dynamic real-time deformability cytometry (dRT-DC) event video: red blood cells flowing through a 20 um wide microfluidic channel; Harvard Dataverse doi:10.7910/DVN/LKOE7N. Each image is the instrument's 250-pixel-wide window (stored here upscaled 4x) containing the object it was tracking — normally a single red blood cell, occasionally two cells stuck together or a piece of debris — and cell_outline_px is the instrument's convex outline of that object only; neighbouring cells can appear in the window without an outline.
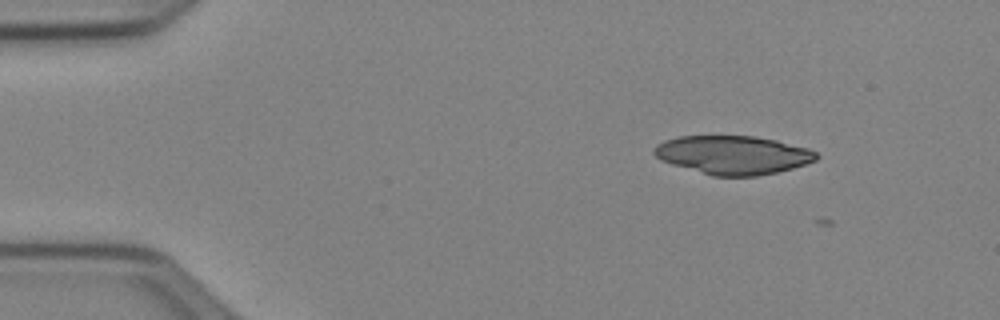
{"species": "Egyptian fruit bat (a non-hibernating species)", "species_latin": "Rousettus aegyptiacus", "temperature_condition": "cold", "stored_images_in_passage": 6, "camera_frame_rate_fps": 3000, "um_per_image_px": 0.085, "animal": {"sex": "female"}, "frame": {"image": 1, "passage_image": 2, "time_ms": 0.333, "image_size_px": [1000, 320], "cell_outline_px": [[820, 156], [816, 160], [792, 168], [776, 172], [756, 176], [712, 176], [672, 164], [660, 160], [652, 152], [652, 148], [656, 144], [664, 140], [680, 136], [756, 136], [776, 140], [808, 148], [816, 152]], "centroid_in_image_um": [62.28, 13.16], "position_along_channel_um": 22.7, "area_um2": 36.53}}